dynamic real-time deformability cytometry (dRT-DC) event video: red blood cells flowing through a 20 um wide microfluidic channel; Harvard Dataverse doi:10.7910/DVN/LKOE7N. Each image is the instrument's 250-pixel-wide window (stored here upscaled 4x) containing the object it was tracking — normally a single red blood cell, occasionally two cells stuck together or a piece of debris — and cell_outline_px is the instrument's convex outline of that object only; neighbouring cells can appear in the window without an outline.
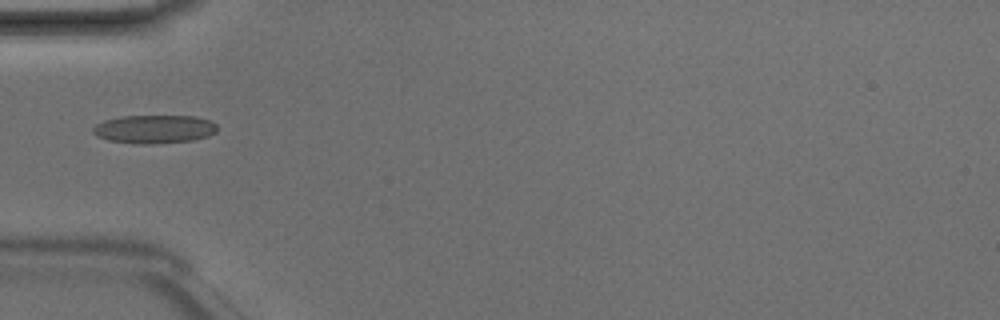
{"species": "Egyptian fruit bat (a non-hibernating species)", "species_latin": "Rousettus aegyptiacus", "temperature_condition": "room temperature", "stored_images_in_passage": 5, "camera_frame_rate_fps": 3000, "um_per_image_px": 0.085, "animal": {"sex": "male"}, "frame": {"image": 1, "passage_image": 5, "time_ms": 1.333, "image_size_px": [1000, 320], "cell_outline_px": [[216, 132], [208, 136], [192, 140], [152, 144], [136, 144], [108, 140], [96, 136], [92, 132], [92, 128], [96, 124], [104, 120], [124, 116], [192, 116], [212, 120], [216, 124]], "centroid_in_image_um": [13.1, 10.98], "position_along_channel_um": 71.9, "area_um2": 20.63}}